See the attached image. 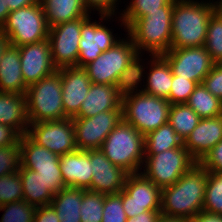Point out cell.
<instances>
[{"label": "cell", "mask_w": 222, "mask_h": 222, "mask_svg": "<svg viewBox=\"0 0 222 222\" xmlns=\"http://www.w3.org/2000/svg\"><path fill=\"white\" fill-rule=\"evenodd\" d=\"M21 72L28 87L57 71L51 54L49 39L18 47Z\"/></svg>", "instance_id": "obj_15"}, {"label": "cell", "mask_w": 222, "mask_h": 222, "mask_svg": "<svg viewBox=\"0 0 222 222\" xmlns=\"http://www.w3.org/2000/svg\"><path fill=\"white\" fill-rule=\"evenodd\" d=\"M204 47L215 63H222V20L215 14L209 20Z\"/></svg>", "instance_id": "obj_36"}, {"label": "cell", "mask_w": 222, "mask_h": 222, "mask_svg": "<svg viewBox=\"0 0 222 222\" xmlns=\"http://www.w3.org/2000/svg\"><path fill=\"white\" fill-rule=\"evenodd\" d=\"M170 0H131L129 6L120 14L121 25L128 29L138 18L150 12L162 11ZM124 24V25H123Z\"/></svg>", "instance_id": "obj_34"}, {"label": "cell", "mask_w": 222, "mask_h": 222, "mask_svg": "<svg viewBox=\"0 0 222 222\" xmlns=\"http://www.w3.org/2000/svg\"><path fill=\"white\" fill-rule=\"evenodd\" d=\"M122 119V110L104 111L89 118H72L78 150L100 149L106 137Z\"/></svg>", "instance_id": "obj_12"}, {"label": "cell", "mask_w": 222, "mask_h": 222, "mask_svg": "<svg viewBox=\"0 0 222 222\" xmlns=\"http://www.w3.org/2000/svg\"><path fill=\"white\" fill-rule=\"evenodd\" d=\"M146 85L138 92H144L168 100L172 86V70L168 61L162 55H152Z\"/></svg>", "instance_id": "obj_24"}, {"label": "cell", "mask_w": 222, "mask_h": 222, "mask_svg": "<svg viewBox=\"0 0 222 222\" xmlns=\"http://www.w3.org/2000/svg\"><path fill=\"white\" fill-rule=\"evenodd\" d=\"M207 170L199 162L194 164L173 185L162 188V215L192 219L203 209Z\"/></svg>", "instance_id": "obj_1"}, {"label": "cell", "mask_w": 222, "mask_h": 222, "mask_svg": "<svg viewBox=\"0 0 222 222\" xmlns=\"http://www.w3.org/2000/svg\"><path fill=\"white\" fill-rule=\"evenodd\" d=\"M0 124L9 126L20 136L27 133L30 122L26 94L0 92Z\"/></svg>", "instance_id": "obj_22"}, {"label": "cell", "mask_w": 222, "mask_h": 222, "mask_svg": "<svg viewBox=\"0 0 222 222\" xmlns=\"http://www.w3.org/2000/svg\"><path fill=\"white\" fill-rule=\"evenodd\" d=\"M157 222H191V221L186 218L167 217V216L161 215Z\"/></svg>", "instance_id": "obj_53"}, {"label": "cell", "mask_w": 222, "mask_h": 222, "mask_svg": "<svg viewBox=\"0 0 222 222\" xmlns=\"http://www.w3.org/2000/svg\"><path fill=\"white\" fill-rule=\"evenodd\" d=\"M161 191L141 172L128 174L122 190V204L127 218L150 210H160Z\"/></svg>", "instance_id": "obj_11"}, {"label": "cell", "mask_w": 222, "mask_h": 222, "mask_svg": "<svg viewBox=\"0 0 222 222\" xmlns=\"http://www.w3.org/2000/svg\"><path fill=\"white\" fill-rule=\"evenodd\" d=\"M186 104L194 110L201 119L222 115V101L208 91L202 83L196 86Z\"/></svg>", "instance_id": "obj_30"}, {"label": "cell", "mask_w": 222, "mask_h": 222, "mask_svg": "<svg viewBox=\"0 0 222 222\" xmlns=\"http://www.w3.org/2000/svg\"><path fill=\"white\" fill-rule=\"evenodd\" d=\"M10 13L6 0H0V29L7 20L8 14Z\"/></svg>", "instance_id": "obj_51"}, {"label": "cell", "mask_w": 222, "mask_h": 222, "mask_svg": "<svg viewBox=\"0 0 222 222\" xmlns=\"http://www.w3.org/2000/svg\"><path fill=\"white\" fill-rule=\"evenodd\" d=\"M21 167L38 169L60 167L59 156L35 143L27 134L20 136Z\"/></svg>", "instance_id": "obj_27"}, {"label": "cell", "mask_w": 222, "mask_h": 222, "mask_svg": "<svg viewBox=\"0 0 222 222\" xmlns=\"http://www.w3.org/2000/svg\"><path fill=\"white\" fill-rule=\"evenodd\" d=\"M171 104L167 99L144 92H133L122 96L123 120L142 135L168 123Z\"/></svg>", "instance_id": "obj_5"}, {"label": "cell", "mask_w": 222, "mask_h": 222, "mask_svg": "<svg viewBox=\"0 0 222 222\" xmlns=\"http://www.w3.org/2000/svg\"><path fill=\"white\" fill-rule=\"evenodd\" d=\"M200 119V116L187 104H174L170 107L168 123L183 141L198 125Z\"/></svg>", "instance_id": "obj_31"}, {"label": "cell", "mask_w": 222, "mask_h": 222, "mask_svg": "<svg viewBox=\"0 0 222 222\" xmlns=\"http://www.w3.org/2000/svg\"><path fill=\"white\" fill-rule=\"evenodd\" d=\"M100 150L112 164L127 173H140L145 158L144 135L122 119L106 137Z\"/></svg>", "instance_id": "obj_4"}, {"label": "cell", "mask_w": 222, "mask_h": 222, "mask_svg": "<svg viewBox=\"0 0 222 222\" xmlns=\"http://www.w3.org/2000/svg\"><path fill=\"white\" fill-rule=\"evenodd\" d=\"M197 85L198 83L196 81L188 80L187 78H180L178 75H173L172 86L168 96L169 103L171 105L186 104Z\"/></svg>", "instance_id": "obj_40"}, {"label": "cell", "mask_w": 222, "mask_h": 222, "mask_svg": "<svg viewBox=\"0 0 222 222\" xmlns=\"http://www.w3.org/2000/svg\"><path fill=\"white\" fill-rule=\"evenodd\" d=\"M122 110V96L116 86L91 83L90 90L75 117L89 118L100 112Z\"/></svg>", "instance_id": "obj_21"}, {"label": "cell", "mask_w": 222, "mask_h": 222, "mask_svg": "<svg viewBox=\"0 0 222 222\" xmlns=\"http://www.w3.org/2000/svg\"><path fill=\"white\" fill-rule=\"evenodd\" d=\"M59 164L65 186L91 191L92 165L85 150H76L59 156Z\"/></svg>", "instance_id": "obj_20"}, {"label": "cell", "mask_w": 222, "mask_h": 222, "mask_svg": "<svg viewBox=\"0 0 222 222\" xmlns=\"http://www.w3.org/2000/svg\"><path fill=\"white\" fill-rule=\"evenodd\" d=\"M142 56L139 53L133 58V60L127 65V67L119 75L115 84L117 92L124 96L129 93L138 92L139 83L143 79V65L140 61ZM141 59V60H140ZM136 90V91H135Z\"/></svg>", "instance_id": "obj_32"}, {"label": "cell", "mask_w": 222, "mask_h": 222, "mask_svg": "<svg viewBox=\"0 0 222 222\" xmlns=\"http://www.w3.org/2000/svg\"><path fill=\"white\" fill-rule=\"evenodd\" d=\"M1 30L10 44L20 47L48 38L49 27L40 2L11 11Z\"/></svg>", "instance_id": "obj_7"}, {"label": "cell", "mask_w": 222, "mask_h": 222, "mask_svg": "<svg viewBox=\"0 0 222 222\" xmlns=\"http://www.w3.org/2000/svg\"><path fill=\"white\" fill-rule=\"evenodd\" d=\"M20 135L9 126L0 124V148L14 144Z\"/></svg>", "instance_id": "obj_47"}, {"label": "cell", "mask_w": 222, "mask_h": 222, "mask_svg": "<svg viewBox=\"0 0 222 222\" xmlns=\"http://www.w3.org/2000/svg\"><path fill=\"white\" fill-rule=\"evenodd\" d=\"M6 1L10 12L22 7H26L36 2H41V0H6Z\"/></svg>", "instance_id": "obj_50"}, {"label": "cell", "mask_w": 222, "mask_h": 222, "mask_svg": "<svg viewBox=\"0 0 222 222\" xmlns=\"http://www.w3.org/2000/svg\"><path fill=\"white\" fill-rule=\"evenodd\" d=\"M127 38L120 39L114 46L83 67L91 83L115 86L121 72L138 54L132 38L130 36Z\"/></svg>", "instance_id": "obj_9"}, {"label": "cell", "mask_w": 222, "mask_h": 222, "mask_svg": "<svg viewBox=\"0 0 222 222\" xmlns=\"http://www.w3.org/2000/svg\"><path fill=\"white\" fill-rule=\"evenodd\" d=\"M61 75L62 101L65 115L74 118L87 96L91 81L83 67H66L58 70Z\"/></svg>", "instance_id": "obj_18"}, {"label": "cell", "mask_w": 222, "mask_h": 222, "mask_svg": "<svg viewBox=\"0 0 222 222\" xmlns=\"http://www.w3.org/2000/svg\"><path fill=\"white\" fill-rule=\"evenodd\" d=\"M27 86L21 72L19 49L9 45L0 58V92L26 94Z\"/></svg>", "instance_id": "obj_23"}, {"label": "cell", "mask_w": 222, "mask_h": 222, "mask_svg": "<svg viewBox=\"0 0 222 222\" xmlns=\"http://www.w3.org/2000/svg\"><path fill=\"white\" fill-rule=\"evenodd\" d=\"M213 14V2L175 0L170 49L204 46Z\"/></svg>", "instance_id": "obj_2"}, {"label": "cell", "mask_w": 222, "mask_h": 222, "mask_svg": "<svg viewBox=\"0 0 222 222\" xmlns=\"http://www.w3.org/2000/svg\"><path fill=\"white\" fill-rule=\"evenodd\" d=\"M222 140V115L200 119L198 125L184 140V147L196 162H201Z\"/></svg>", "instance_id": "obj_19"}, {"label": "cell", "mask_w": 222, "mask_h": 222, "mask_svg": "<svg viewBox=\"0 0 222 222\" xmlns=\"http://www.w3.org/2000/svg\"><path fill=\"white\" fill-rule=\"evenodd\" d=\"M202 84L215 97H218L222 101V63H215Z\"/></svg>", "instance_id": "obj_43"}, {"label": "cell", "mask_w": 222, "mask_h": 222, "mask_svg": "<svg viewBox=\"0 0 222 222\" xmlns=\"http://www.w3.org/2000/svg\"><path fill=\"white\" fill-rule=\"evenodd\" d=\"M10 45L8 36L0 29V58L2 57L5 50Z\"/></svg>", "instance_id": "obj_52"}, {"label": "cell", "mask_w": 222, "mask_h": 222, "mask_svg": "<svg viewBox=\"0 0 222 222\" xmlns=\"http://www.w3.org/2000/svg\"><path fill=\"white\" fill-rule=\"evenodd\" d=\"M23 200L33 207H41L52 202L54 194L47 188L42 178L35 171L20 167Z\"/></svg>", "instance_id": "obj_28"}, {"label": "cell", "mask_w": 222, "mask_h": 222, "mask_svg": "<svg viewBox=\"0 0 222 222\" xmlns=\"http://www.w3.org/2000/svg\"><path fill=\"white\" fill-rule=\"evenodd\" d=\"M90 16L81 24V38L76 67H84L94 61L102 52L114 46L120 39L100 22H91Z\"/></svg>", "instance_id": "obj_16"}, {"label": "cell", "mask_w": 222, "mask_h": 222, "mask_svg": "<svg viewBox=\"0 0 222 222\" xmlns=\"http://www.w3.org/2000/svg\"><path fill=\"white\" fill-rule=\"evenodd\" d=\"M162 56L168 61L172 74L202 83L215 62L204 46L169 49Z\"/></svg>", "instance_id": "obj_14"}, {"label": "cell", "mask_w": 222, "mask_h": 222, "mask_svg": "<svg viewBox=\"0 0 222 222\" xmlns=\"http://www.w3.org/2000/svg\"><path fill=\"white\" fill-rule=\"evenodd\" d=\"M191 222H222V215L211 214L204 211L199 212Z\"/></svg>", "instance_id": "obj_49"}, {"label": "cell", "mask_w": 222, "mask_h": 222, "mask_svg": "<svg viewBox=\"0 0 222 222\" xmlns=\"http://www.w3.org/2000/svg\"><path fill=\"white\" fill-rule=\"evenodd\" d=\"M4 211L0 222H33L36 208L24 200L0 206Z\"/></svg>", "instance_id": "obj_37"}, {"label": "cell", "mask_w": 222, "mask_h": 222, "mask_svg": "<svg viewBox=\"0 0 222 222\" xmlns=\"http://www.w3.org/2000/svg\"><path fill=\"white\" fill-rule=\"evenodd\" d=\"M38 173V175L42 178L47 188L55 195L65 186L64 181L62 179L60 167H46V168H38L31 169Z\"/></svg>", "instance_id": "obj_42"}, {"label": "cell", "mask_w": 222, "mask_h": 222, "mask_svg": "<svg viewBox=\"0 0 222 222\" xmlns=\"http://www.w3.org/2000/svg\"><path fill=\"white\" fill-rule=\"evenodd\" d=\"M85 190L66 186L54 195L50 204L60 222H81L80 208Z\"/></svg>", "instance_id": "obj_26"}, {"label": "cell", "mask_w": 222, "mask_h": 222, "mask_svg": "<svg viewBox=\"0 0 222 222\" xmlns=\"http://www.w3.org/2000/svg\"><path fill=\"white\" fill-rule=\"evenodd\" d=\"M122 204V190L117 194L105 195L102 222H126Z\"/></svg>", "instance_id": "obj_41"}, {"label": "cell", "mask_w": 222, "mask_h": 222, "mask_svg": "<svg viewBox=\"0 0 222 222\" xmlns=\"http://www.w3.org/2000/svg\"><path fill=\"white\" fill-rule=\"evenodd\" d=\"M175 0H170L162 11H155L138 18L126 32L139 54L162 55L169 51L172 41V12ZM141 51V52H140Z\"/></svg>", "instance_id": "obj_3"}, {"label": "cell", "mask_w": 222, "mask_h": 222, "mask_svg": "<svg viewBox=\"0 0 222 222\" xmlns=\"http://www.w3.org/2000/svg\"><path fill=\"white\" fill-rule=\"evenodd\" d=\"M26 99L30 123L68 118L63 108L61 75L58 70L28 86Z\"/></svg>", "instance_id": "obj_6"}, {"label": "cell", "mask_w": 222, "mask_h": 222, "mask_svg": "<svg viewBox=\"0 0 222 222\" xmlns=\"http://www.w3.org/2000/svg\"><path fill=\"white\" fill-rule=\"evenodd\" d=\"M202 211L222 215V173L207 171Z\"/></svg>", "instance_id": "obj_33"}, {"label": "cell", "mask_w": 222, "mask_h": 222, "mask_svg": "<svg viewBox=\"0 0 222 222\" xmlns=\"http://www.w3.org/2000/svg\"><path fill=\"white\" fill-rule=\"evenodd\" d=\"M183 146L184 141L169 123L144 136L145 154H159L160 152Z\"/></svg>", "instance_id": "obj_29"}, {"label": "cell", "mask_w": 222, "mask_h": 222, "mask_svg": "<svg viewBox=\"0 0 222 222\" xmlns=\"http://www.w3.org/2000/svg\"><path fill=\"white\" fill-rule=\"evenodd\" d=\"M34 222H60L57 213L51 204L37 207Z\"/></svg>", "instance_id": "obj_46"}, {"label": "cell", "mask_w": 222, "mask_h": 222, "mask_svg": "<svg viewBox=\"0 0 222 222\" xmlns=\"http://www.w3.org/2000/svg\"><path fill=\"white\" fill-rule=\"evenodd\" d=\"M85 151L89 154L92 165L91 191L110 195L123 190L129 173L112 164L100 149Z\"/></svg>", "instance_id": "obj_17"}, {"label": "cell", "mask_w": 222, "mask_h": 222, "mask_svg": "<svg viewBox=\"0 0 222 222\" xmlns=\"http://www.w3.org/2000/svg\"><path fill=\"white\" fill-rule=\"evenodd\" d=\"M207 171L222 173V140L200 162Z\"/></svg>", "instance_id": "obj_45"}, {"label": "cell", "mask_w": 222, "mask_h": 222, "mask_svg": "<svg viewBox=\"0 0 222 222\" xmlns=\"http://www.w3.org/2000/svg\"><path fill=\"white\" fill-rule=\"evenodd\" d=\"M214 14L222 20V0L213 3Z\"/></svg>", "instance_id": "obj_54"}, {"label": "cell", "mask_w": 222, "mask_h": 222, "mask_svg": "<svg viewBox=\"0 0 222 222\" xmlns=\"http://www.w3.org/2000/svg\"><path fill=\"white\" fill-rule=\"evenodd\" d=\"M87 18L82 17L49 28L48 39L52 59L57 70L77 65L81 24Z\"/></svg>", "instance_id": "obj_13"}, {"label": "cell", "mask_w": 222, "mask_h": 222, "mask_svg": "<svg viewBox=\"0 0 222 222\" xmlns=\"http://www.w3.org/2000/svg\"><path fill=\"white\" fill-rule=\"evenodd\" d=\"M23 200L22 181L19 172L0 177V206Z\"/></svg>", "instance_id": "obj_38"}, {"label": "cell", "mask_w": 222, "mask_h": 222, "mask_svg": "<svg viewBox=\"0 0 222 222\" xmlns=\"http://www.w3.org/2000/svg\"><path fill=\"white\" fill-rule=\"evenodd\" d=\"M161 215L160 210H150L127 218L126 222H157Z\"/></svg>", "instance_id": "obj_48"}, {"label": "cell", "mask_w": 222, "mask_h": 222, "mask_svg": "<svg viewBox=\"0 0 222 222\" xmlns=\"http://www.w3.org/2000/svg\"><path fill=\"white\" fill-rule=\"evenodd\" d=\"M40 3L49 28L90 16L83 0H41Z\"/></svg>", "instance_id": "obj_25"}, {"label": "cell", "mask_w": 222, "mask_h": 222, "mask_svg": "<svg viewBox=\"0 0 222 222\" xmlns=\"http://www.w3.org/2000/svg\"><path fill=\"white\" fill-rule=\"evenodd\" d=\"M104 194L85 190L80 208L81 222H102Z\"/></svg>", "instance_id": "obj_35"}, {"label": "cell", "mask_w": 222, "mask_h": 222, "mask_svg": "<svg viewBox=\"0 0 222 222\" xmlns=\"http://www.w3.org/2000/svg\"><path fill=\"white\" fill-rule=\"evenodd\" d=\"M26 134L58 156L78 150L72 118L30 123Z\"/></svg>", "instance_id": "obj_10"}, {"label": "cell", "mask_w": 222, "mask_h": 222, "mask_svg": "<svg viewBox=\"0 0 222 222\" xmlns=\"http://www.w3.org/2000/svg\"><path fill=\"white\" fill-rule=\"evenodd\" d=\"M144 162L141 173L161 189L176 183L197 163L184 146L159 154H145Z\"/></svg>", "instance_id": "obj_8"}, {"label": "cell", "mask_w": 222, "mask_h": 222, "mask_svg": "<svg viewBox=\"0 0 222 222\" xmlns=\"http://www.w3.org/2000/svg\"><path fill=\"white\" fill-rule=\"evenodd\" d=\"M21 167L20 138L14 143L0 148V177L13 174Z\"/></svg>", "instance_id": "obj_39"}, {"label": "cell", "mask_w": 222, "mask_h": 222, "mask_svg": "<svg viewBox=\"0 0 222 222\" xmlns=\"http://www.w3.org/2000/svg\"><path fill=\"white\" fill-rule=\"evenodd\" d=\"M118 1L119 0H83V3L88 12L91 13V11L95 9L101 14L100 20H108L112 15L116 14V3Z\"/></svg>", "instance_id": "obj_44"}]
</instances>
